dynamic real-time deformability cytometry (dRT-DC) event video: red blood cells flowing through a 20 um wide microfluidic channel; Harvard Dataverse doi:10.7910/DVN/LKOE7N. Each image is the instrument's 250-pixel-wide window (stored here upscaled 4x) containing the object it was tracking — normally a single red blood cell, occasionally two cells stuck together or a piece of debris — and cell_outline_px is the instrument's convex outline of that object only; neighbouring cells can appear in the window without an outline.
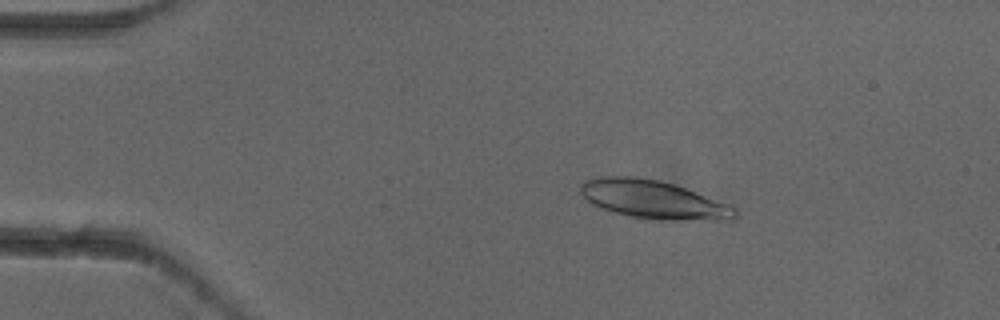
{"species": "common noctule bat (a hibernating species)", "species_latin": "Nyctalus noctula", "temperature_condition": "cold", "stored_images_in_passage": 5, "camera_frame_rate_fps": 3000, "um_per_image_px": 0.085, "animal": {"sex": "female"}, "frame": {"image": 1, "passage_image": 2, "time_ms": 0.333, "image_size_px": [1000, 320], "cell_outline_px": [[736, 220], [672, 220], [632, 216], [612, 212], [600, 208], [592, 204], [580, 192], [580, 184], [584, 180], [600, 176], [636, 176], [660, 180], [732, 204], [736, 208]], "centroid_in_image_um": [55.56, 16.95], "position_along_channel_um": 29.4, "area_um2": 34.62}}
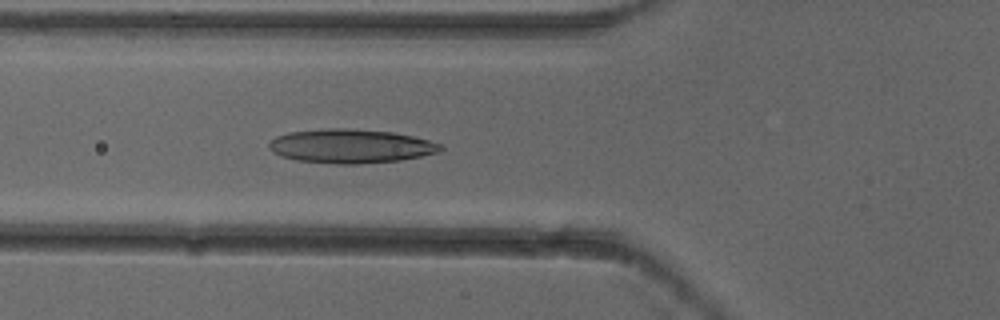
{"frame": {"image": 2, "passage_image": 5, "time_ms": 1.333, "image_size_px": [1000, 320], "cell_outline_px": [[444, 148], [440, 152], [400, 160], [356, 164], [336, 164], [296, 160], [280, 156], [272, 152], [268, 148], [268, 144], [276, 136], [288, 132], [324, 128], [344, 128], [392, 132], [412, 136], [444, 144]], "centroid_in_image_um": [29.8, 12.42], "position_along_channel_um": 96.0, "area_um2": 34.1}}